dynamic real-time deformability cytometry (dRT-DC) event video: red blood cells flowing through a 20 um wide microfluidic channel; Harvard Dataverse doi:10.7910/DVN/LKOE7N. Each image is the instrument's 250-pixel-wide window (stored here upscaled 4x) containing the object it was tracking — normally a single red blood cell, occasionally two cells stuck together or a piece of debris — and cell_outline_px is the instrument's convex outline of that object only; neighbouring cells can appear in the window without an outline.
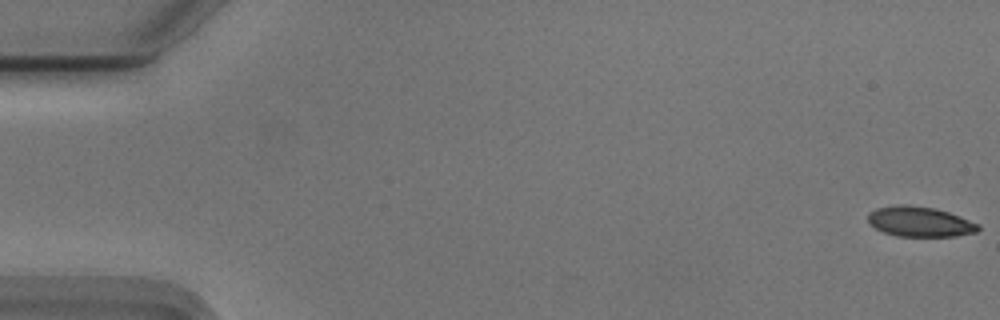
{"species": "Egyptian fruit bat (a non-hibernating species)", "species_latin": "Rousettus aegyptiacus", "temperature_condition": "cold", "stored_images_in_passage": 56, "camera_frame_rate_fps": 3000, "um_per_image_px": 0.085, "animal": {"sex": "male"}, "frame": {"image": 1, "passage_image": 1, "time_ms": 0.0, "image_size_px": [1000, 320], "cell_outline_px": [[980, 228], [976, 232], [956, 236], [896, 236], [884, 232], [876, 228], [868, 220], [868, 212], [876, 208], [896, 204], [908, 204], [936, 208], [960, 216], [980, 224]], "centroid_in_image_um": [78.19, 18.83], "position_along_channel_um": 6.8, "area_um2": 19.48}}
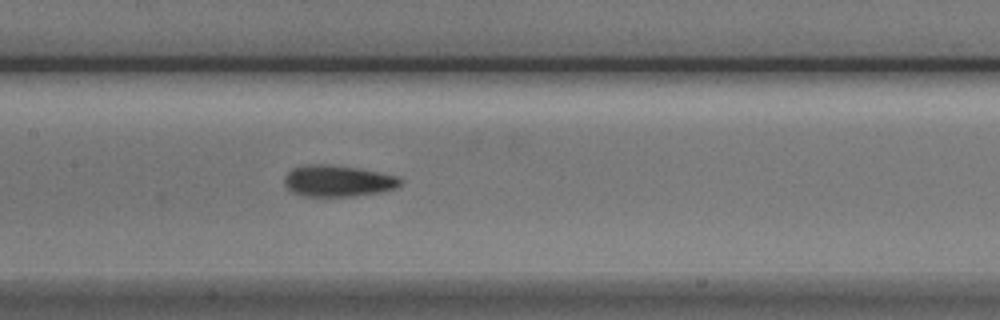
{"frame": {"image": 2, "passage_image": 27, "time_ms": 8.667, "image_size_px": [1000, 320], "cell_outline_px": [[404, 180], [396, 188], [380, 192], [352, 196], [304, 196], [292, 192], [284, 184], [284, 176], [292, 168], [304, 164], [328, 164], [360, 168], [400, 176]], "centroid_in_image_um": [28.73, 15.36], "position_along_channel_um": 178.7, "area_um2": 21.5}}
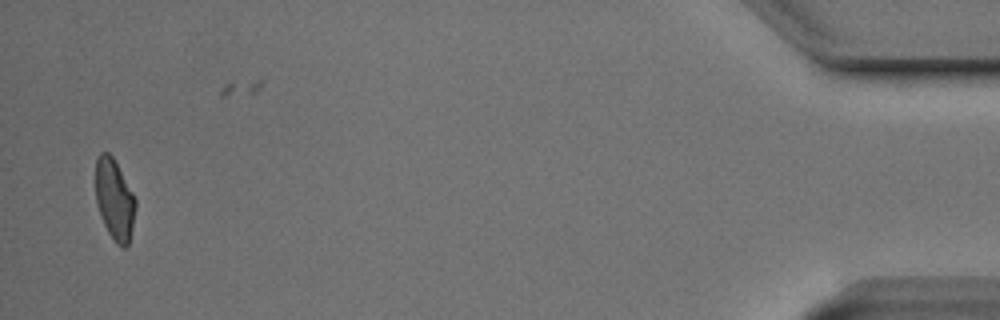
{"frame": {"image": 3, "passage_image": 54, "time_ms": 17.667, "image_size_px": [1000, 320], "cell_outline_px": [[136, 208], [132, 228], [128, 244], [124, 248], [116, 244], [108, 232], [100, 216], [96, 204], [96, 156], [100, 152], [108, 152], [112, 156], [132, 192], [136, 200]], "centroid_in_image_um": [9.72, 16.96], "position_along_channel_um": 425.5, "area_um2": 18.73}}